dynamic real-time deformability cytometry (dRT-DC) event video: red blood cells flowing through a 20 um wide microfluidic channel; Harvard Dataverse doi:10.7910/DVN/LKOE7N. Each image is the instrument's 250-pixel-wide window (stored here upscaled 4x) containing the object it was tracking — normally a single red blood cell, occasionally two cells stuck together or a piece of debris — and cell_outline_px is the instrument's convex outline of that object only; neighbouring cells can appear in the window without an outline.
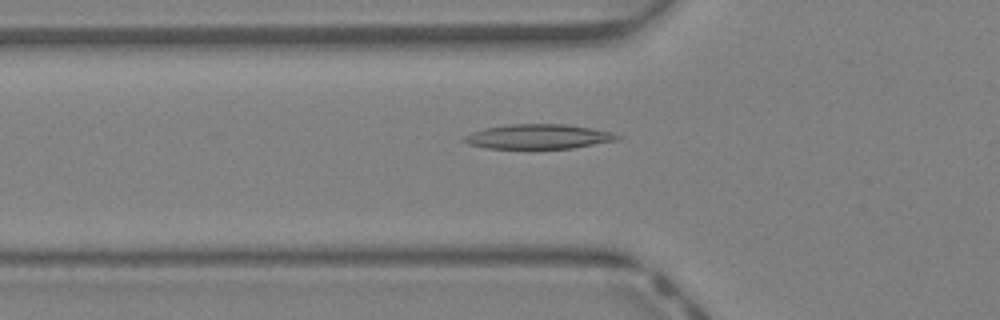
{"species": "Egyptian fruit bat (a non-hibernating species)", "species_latin": "Rousettus aegyptiacus", "temperature_condition": "warm", "stored_images_in_passage": 43, "camera_frame_rate_fps": 3000, "um_per_image_px": 0.085, "animal": {"sex": "female"}, "frame": {"image": 1, "passage_image": 15, "time_ms": 4.667, "image_size_px": [1000, 320], "cell_outline_px": [[620, 140], [572, 148], [488, 148], [468, 144], [464, 140], [464, 136], [472, 132], [484, 128], [508, 124], [564, 124], [592, 128], [612, 132], [620, 136]], "centroid_in_image_um": [45.79, 11.6], "position_along_channel_um": 80.0, "area_um2": 21.91}}
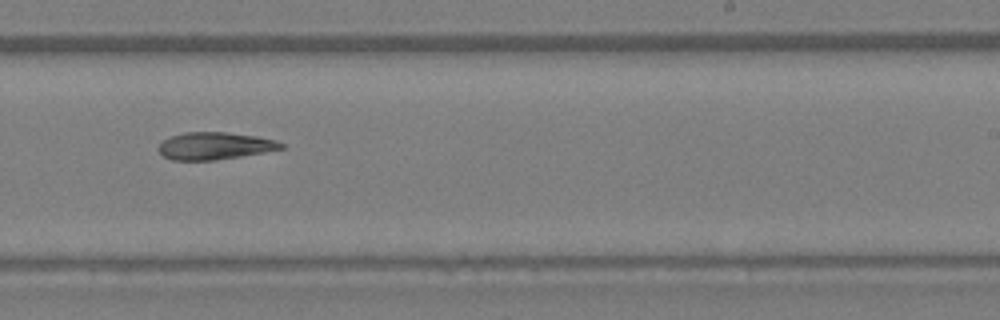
{"frame": {"image": 2, "passage_image": 27, "time_ms": 8.667, "image_size_px": [1000, 320], "cell_outline_px": [[284, 148], [264, 152], [216, 160], [172, 160], [164, 156], [156, 148], [164, 140], [172, 136], [184, 132], [224, 132], [256, 136], [276, 140], [284, 144]], "centroid_in_image_um": [18.25, 12.4], "position_along_channel_um": 270.8, "area_um2": 19.36}}
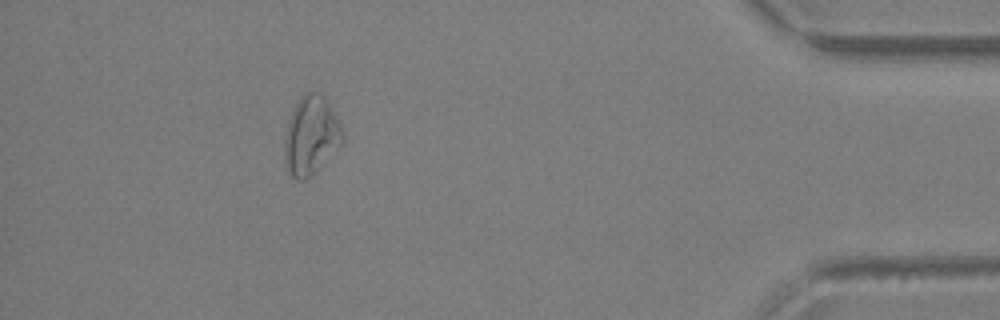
{"frame": {"image": 3, "passage_image": 39, "time_ms": 12.667, "image_size_px": [1000, 320], "cell_outline_px": [[344, 140], [320, 168], [312, 176], [304, 180], [296, 180], [292, 176], [288, 168], [284, 148], [284, 140], [288, 120], [296, 104], [304, 92], [320, 92], [328, 100], [344, 132]], "centroid_in_image_um": [26.46, 11.51], "position_along_channel_um": 408.7, "area_um2": 26.53}}